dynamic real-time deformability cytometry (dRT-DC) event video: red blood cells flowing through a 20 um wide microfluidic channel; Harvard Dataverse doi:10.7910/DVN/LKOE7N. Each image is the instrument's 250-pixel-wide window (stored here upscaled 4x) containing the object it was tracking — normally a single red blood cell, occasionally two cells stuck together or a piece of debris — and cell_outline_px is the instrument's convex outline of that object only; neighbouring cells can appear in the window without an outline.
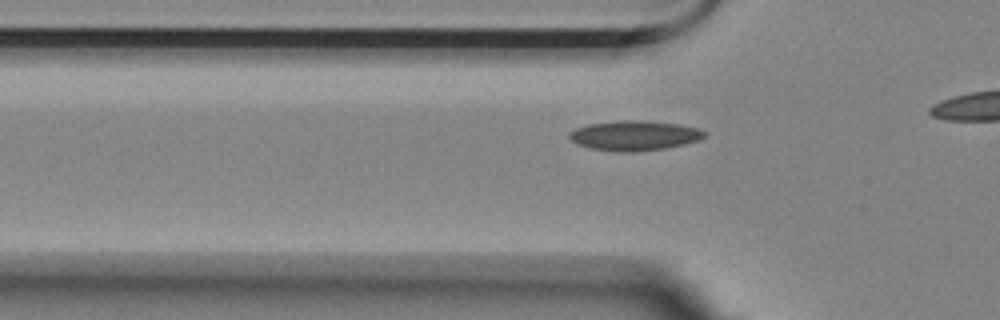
{"species": "Egyptian fruit bat (a non-hibernating species)", "species_latin": "Rousettus aegyptiacus", "temperature_condition": "room temperature", "stored_images_in_passage": 12, "camera_frame_rate_fps": 3000, "um_per_image_px": 0.085, "animal": {"sex": "female"}, "frame": {"image": 1, "passage_image": 2, "time_ms": 0.333, "image_size_px": [1000, 320], "cell_outline_px": [[704, 136], [700, 140], [684, 144], [664, 148], [632, 152], [624, 152], [588, 148], [576, 144], [568, 136], [568, 132], [576, 128], [588, 124], [620, 120], [644, 120], [680, 124], [696, 128], [704, 132]], "centroid_in_image_um": [53.88, 11.51], "position_along_channel_um": 71.9, "area_um2": 23.47}}
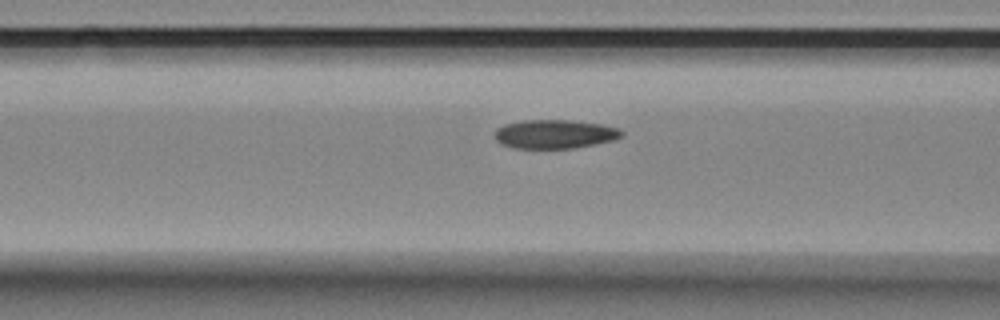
{"frame": {"image": 2, "passage_image": 6, "time_ms": 1.667, "image_size_px": [1000, 320], "cell_outline_px": [[624, 136], [612, 140], [596, 144], [572, 148], [512, 148], [500, 144], [492, 136], [496, 128], [504, 124], [524, 120], [568, 120], [600, 124], [620, 128], [624, 132]], "centroid_in_image_um": [47.12, 11.4], "position_along_channel_um": 119.5, "area_um2": 21.56}}
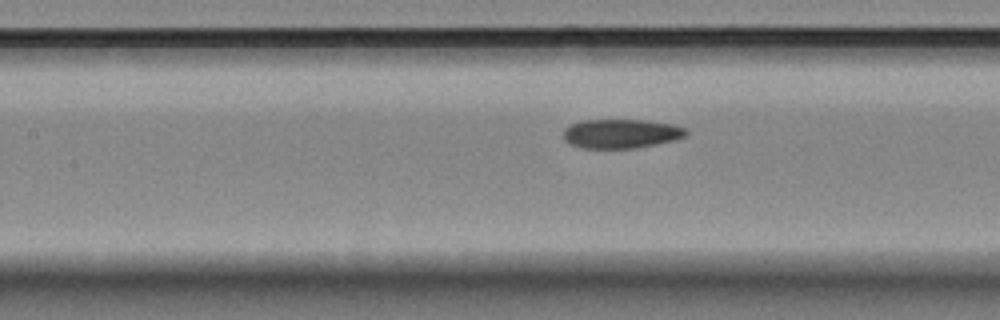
{"frame": {"image": 3, "passage_image": 9, "time_ms": 2.667, "image_size_px": [1000, 320], "cell_outline_px": [[688, 132], [684, 136], [672, 140], [632, 148], [584, 148], [572, 144], [564, 140], [564, 128], [580, 120], [648, 120], [676, 124], [688, 128]], "centroid_in_image_um": [52.81, 11.33], "position_along_channel_um": 154.6, "area_um2": 20.75}}